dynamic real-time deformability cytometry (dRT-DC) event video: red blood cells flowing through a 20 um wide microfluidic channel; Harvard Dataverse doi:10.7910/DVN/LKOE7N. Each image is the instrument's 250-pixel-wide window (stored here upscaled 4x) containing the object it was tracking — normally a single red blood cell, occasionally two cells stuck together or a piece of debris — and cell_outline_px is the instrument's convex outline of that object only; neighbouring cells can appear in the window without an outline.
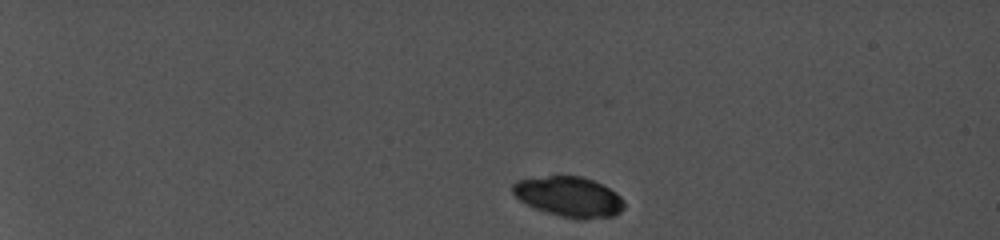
{"species": "common noctule bat (a hibernating species)", "species_latin": "Nyctalus noctula", "temperature_condition": "cold", "stored_images_in_passage": 6, "camera_frame_rate_fps": 5000, "um_per_image_px": 0.085, "animal": {"sex": "female", "body_mass_g": 19.0, "forearm_length_mm": 56.7}, "frame": {"image": 1, "passage_image": 1, "time_ms": 0.0, "image_size_px": [1000, 240], "cell_outline_px": [[624, 208], [620, 212], [612, 216], [584, 220], [576, 220], [544, 212], [520, 200], [512, 192], [512, 184], [516, 180], [548, 176], [580, 176], [592, 180], [616, 192], [624, 200]], "centroid_in_image_um": [48.37, 16.74], "position_along_channel_um": 36.6, "area_um2": 26.13}}
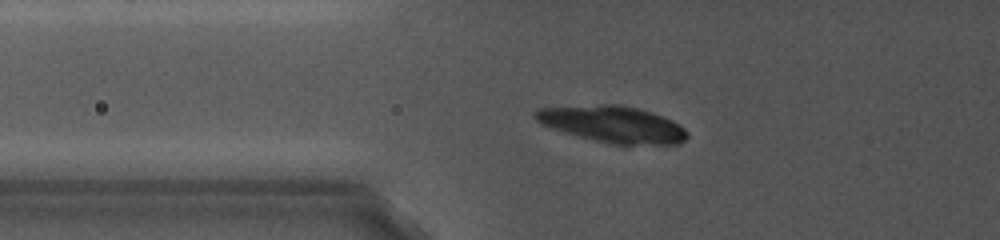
{"frame": {"image": 2, "passage_image": 6, "time_ms": 4.0, "image_size_px": [1000, 240], "cell_outline_px": [[688, 136], [680, 144], [624, 148], [576, 136], [540, 124], [532, 116], [532, 112], [536, 108], [600, 104], [616, 104], [636, 108], [652, 112], [672, 120], [684, 128], [688, 132]], "centroid_in_image_um": [52.1, 10.61], "position_along_channel_um": 73.7, "area_um2": 33.64}}